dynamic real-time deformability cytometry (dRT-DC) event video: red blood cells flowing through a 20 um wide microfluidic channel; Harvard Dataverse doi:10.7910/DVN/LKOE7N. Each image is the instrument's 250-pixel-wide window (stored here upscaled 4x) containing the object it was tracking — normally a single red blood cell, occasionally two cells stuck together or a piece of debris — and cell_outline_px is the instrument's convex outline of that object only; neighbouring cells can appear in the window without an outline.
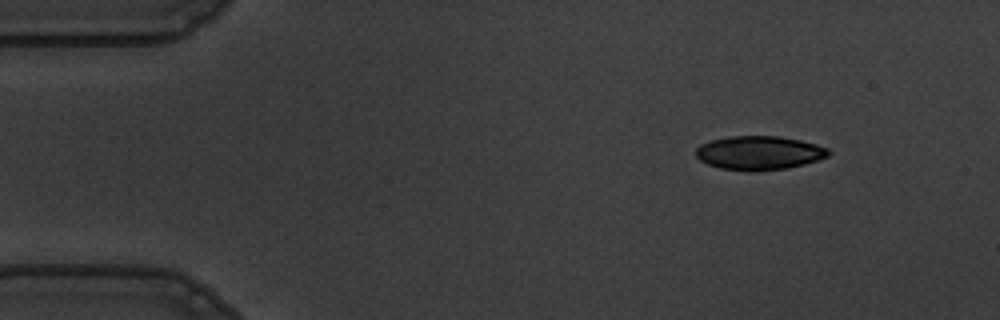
{"species": "common noctule bat (a hibernating species)", "species_latin": "Nyctalus noctula", "temperature_condition": "warm", "stored_images_in_passage": 50, "camera_frame_rate_fps": 3000, "um_per_image_px": 0.085, "animal": {"sex": "male", "body_mass_g": 19.5, "forearm_length_mm": 54.6}, "frame": {"image": 1, "passage_image": 1, "time_ms": 0.0, "image_size_px": [1000, 320], "cell_outline_px": [[832, 152], [828, 156], [804, 164], [788, 168], [756, 172], [748, 172], [720, 168], [708, 164], [700, 160], [696, 156], [696, 148], [700, 144], [712, 140], [732, 136], [780, 136], [800, 140], [816, 144], [828, 148]], "centroid_in_image_um": [64.53, 13.0], "position_along_channel_um": 20.5, "area_um2": 26.36}}